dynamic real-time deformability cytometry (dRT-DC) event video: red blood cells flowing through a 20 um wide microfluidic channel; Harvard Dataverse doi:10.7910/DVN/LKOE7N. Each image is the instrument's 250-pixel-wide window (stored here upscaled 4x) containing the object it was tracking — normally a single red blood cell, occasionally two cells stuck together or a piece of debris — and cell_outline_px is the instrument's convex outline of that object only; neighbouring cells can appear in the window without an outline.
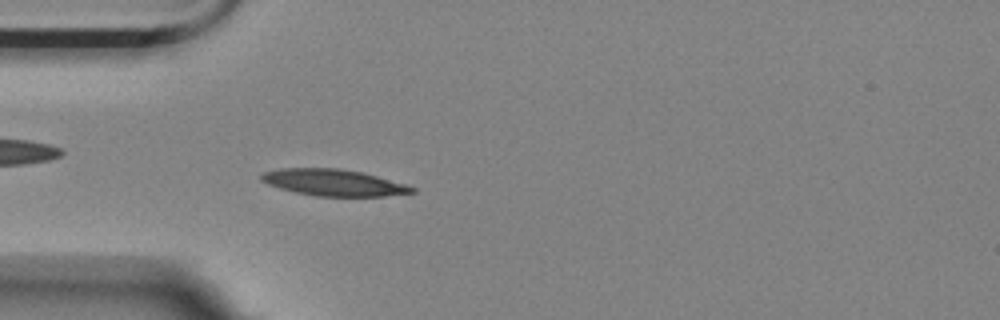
{"species": "Egyptian fruit bat (a non-hibernating species)", "species_latin": "Rousettus aegyptiacus", "temperature_condition": "room temperature", "stored_images_in_passage": 48, "camera_frame_rate_fps": 3000, "um_per_image_px": 0.085, "animal": {"sex": "female"}, "frame": {"image": 1, "passage_image": 10, "time_ms": 3.0, "image_size_px": [1000, 320], "cell_outline_px": [[416, 192], [384, 196], [316, 196], [296, 192], [280, 188], [268, 184], [260, 180], [260, 176], [264, 172], [280, 168], [336, 168], [360, 172], [376, 176], [404, 184], [416, 188]], "centroid_in_image_um": [28.32, 15.52], "position_along_channel_um": 56.7, "area_um2": 23.0}}
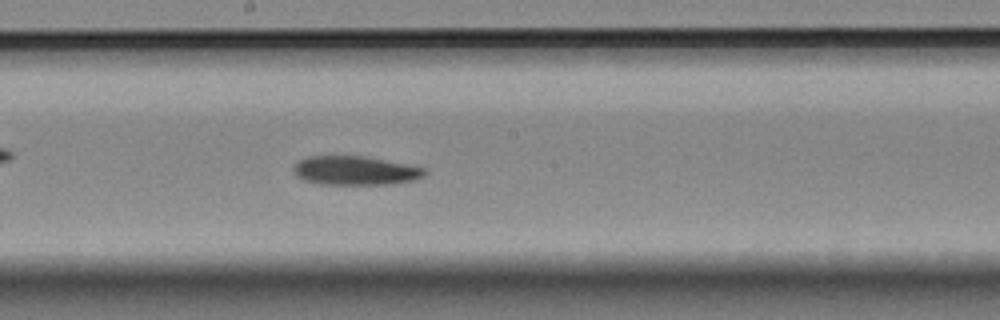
{"frame": {"image": 2, "passage_image": 24, "time_ms": 7.667, "image_size_px": [1000, 320], "cell_outline_px": [[428, 172], [424, 176], [416, 180], [388, 184], [320, 184], [304, 180], [296, 176], [292, 168], [300, 160], [308, 156], [364, 156], [424, 168]], "centroid_in_image_um": [30.18, 14.5], "position_along_channel_um": 218.0, "area_um2": 21.96}}
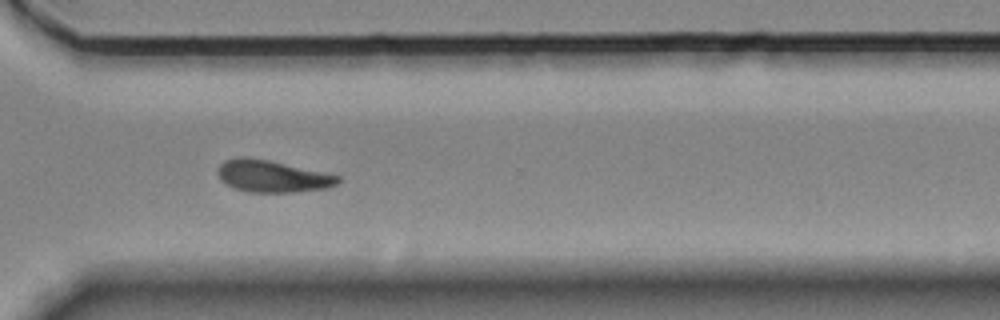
{"frame": {"image": 3, "passage_image": 35, "time_ms": 11.333, "image_size_px": [1000, 320], "cell_outline_px": [[340, 180], [336, 184], [328, 188], [292, 192], [248, 192], [236, 188], [220, 180], [216, 172], [220, 164], [224, 160], [244, 156], [268, 160], [340, 176]], "centroid_in_image_um": [23.11, 14.98], "position_along_channel_um": 347.5, "area_um2": 22.14}}